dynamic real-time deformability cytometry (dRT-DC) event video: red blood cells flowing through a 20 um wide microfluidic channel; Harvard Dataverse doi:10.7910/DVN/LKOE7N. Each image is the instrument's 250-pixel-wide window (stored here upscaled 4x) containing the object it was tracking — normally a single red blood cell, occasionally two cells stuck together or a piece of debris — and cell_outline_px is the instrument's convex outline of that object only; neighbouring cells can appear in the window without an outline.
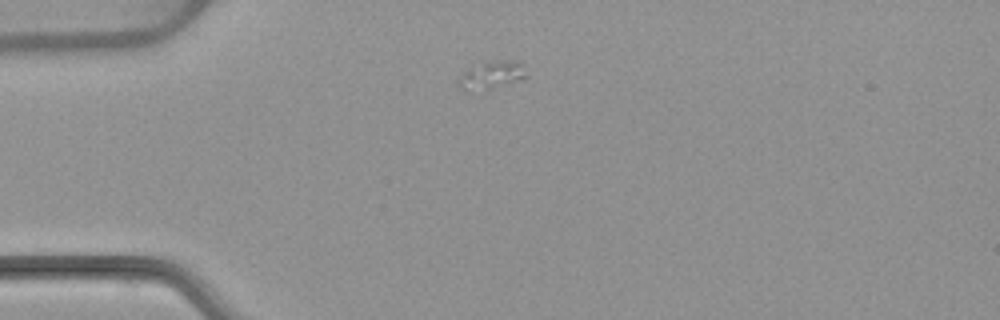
{"species": "common noctule bat (a hibernating species)", "species_latin": "Nyctalus noctula", "temperature_condition": "warm", "stored_images_in_passage": 4, "camera_frame_rate_fps": 3000, "um_per_image_px": 0.085, "animal": {"sex": "female", "body_mass_g": 22.7, "forearm_length_mm": 54.2}, "frame": {"image": 1, "passage_image": 1, "time_ms": 0.0, "image_size_px": [1000, 320], "cell_outline_px": [[528, 76], [524, 80], [492, 88], [460, 88], [456, 84], [460, 76], [468, 68], [496, 60], [516, 60], [524, 64]], "centroid_in_image_um": [41.9, 6.34], "position_along_channel_um": 43.1, "area_um2": 10.81}}